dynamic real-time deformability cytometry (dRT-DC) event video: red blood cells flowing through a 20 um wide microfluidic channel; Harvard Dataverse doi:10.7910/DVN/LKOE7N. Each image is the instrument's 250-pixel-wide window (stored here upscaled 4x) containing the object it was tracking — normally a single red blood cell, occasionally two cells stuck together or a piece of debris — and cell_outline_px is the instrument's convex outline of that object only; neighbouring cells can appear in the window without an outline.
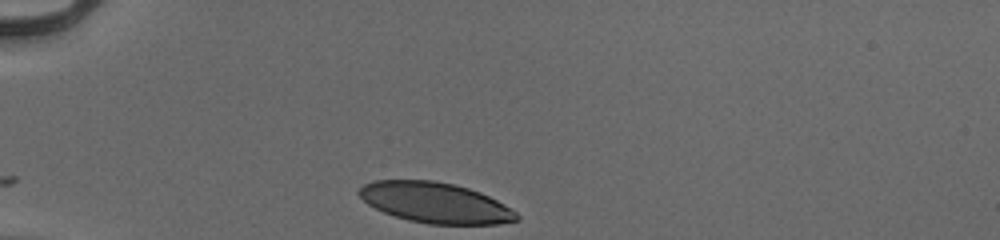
{"species": "human", "species_latin": "Homo sapiens", "temperature_condition": "cold", "stored_images_in_passage": 31, "camera_frame_rate_fps": 3000, "um_per_image_px": 0.085, "donor": {"sex": "male"}, "frame": {"image": 1, "passage_image": 1, "time_ms": 0.0, "image_size_px": [1000, 240], "cell_outline_px": [[520, 220], [496, 224], [428, 224], [408, 220], [384, 212], [368, 204], [356, 192], [364, 184], [372, 180], [432, 180], [452, 184], [468, 188], [480, 192], [504, 204], [516, 212], [520, 216]], "centroid_in_image_um": [37.0, 17.23], "position_along_channel_um": 48.0, "area_um2": 37.05}}
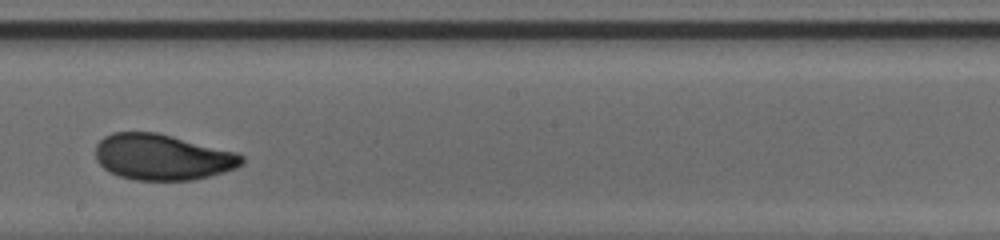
{"frame": {"image": 2, "passage_image": 18, "time_ms": 5.667, "image_size_px": [1000, 240], "cell_outline_px": [[244, 164], [236, 168], [224, 172], [192, 180], [136, 180], [120, 176], [104, 168], [96, 160], [96, 144], [104, 136], [112, 132], [156, 132], [236, 152], [244, 156]], "centroid_in_image_um": [13.81, 13.35], "position_along_channel_um": 234.4, "area_um2": 39.02}}
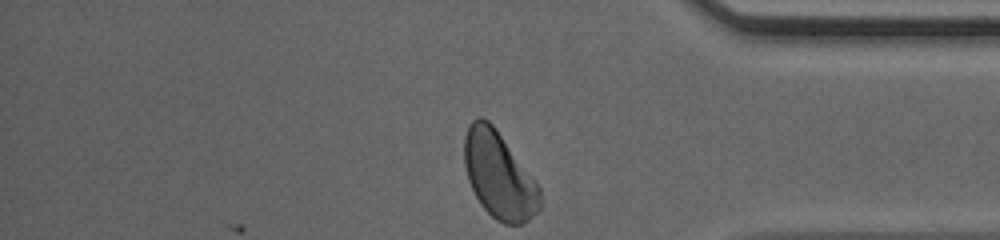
{"frame": {"image": 3, "passage_image": 31, "time_ms": 10.0, "image_size_px": [1000, 240], "cell_outline_px": [[540, 208], [524, 224], [504, 224], [496, 220], [480, 204], [468, 180], [464, 164], [464, 136], [468, 124], [472, 120], [480, 116], [488, 120], [496, 128], [536, 180], [540, 188]], "centroid_in_image_um": [42.41, 14.88], "position_along_channel_um": 392.8, "area_um2": 38.38}, "authors_computed_cell_mechanics": {"area_um2": 38.6682, "velocity_mm_per_s": 3.9305, "shape_relaxation_time_tau1_ms": 3.0472, "shape_relaxation_time_tau2_ms": 1.0037, "deformation_change_tau1": 0.1386, "deformation_change_tau2": 0.0531}}